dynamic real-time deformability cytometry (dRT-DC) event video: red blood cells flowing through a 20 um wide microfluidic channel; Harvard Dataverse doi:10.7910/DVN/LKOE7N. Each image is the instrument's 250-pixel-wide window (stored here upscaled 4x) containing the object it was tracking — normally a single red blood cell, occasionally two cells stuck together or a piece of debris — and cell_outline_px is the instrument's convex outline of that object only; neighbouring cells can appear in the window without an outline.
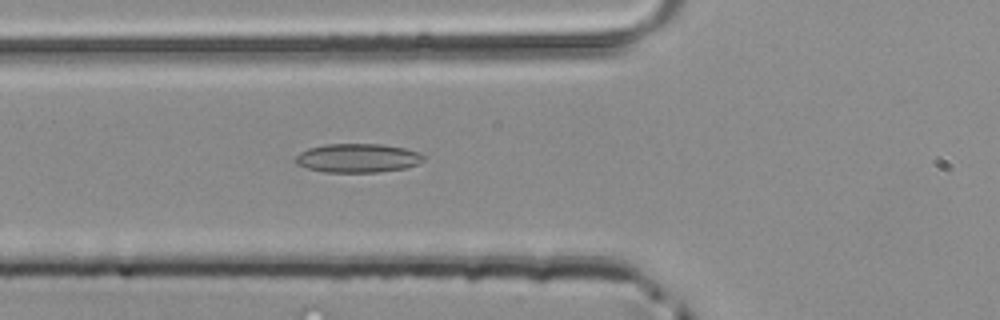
{"species": "common noctule bat (a hibernating species)", "species_latin": "Nyctalus noctula", "temperature_condition": "room temperature", "stored_images_in_passage": 46, "camera_frame_rate_fps": 3000, "um_per_image_px": 0.085, "animal": {"sex": "male", "body_mass_g": 20.4}, "frame": {"image": 1, "passage_image": 15, "time_ms": 4.667, "image_size_px": [1000, 320], "cell_outline_px": [[424, 160], [416, 164], [404, 168], [376, 172], [324, 172], [308, 168], [296, 164], [296, 156], [300, 152], [308, 148], [328, 144], [380, 144], [404, 148], [416, 152], [424, 156]], "centroid_in_image_um": [30.37, 13.43], "position_along_channel_um": 95.4, "area_um2": 21.27}}
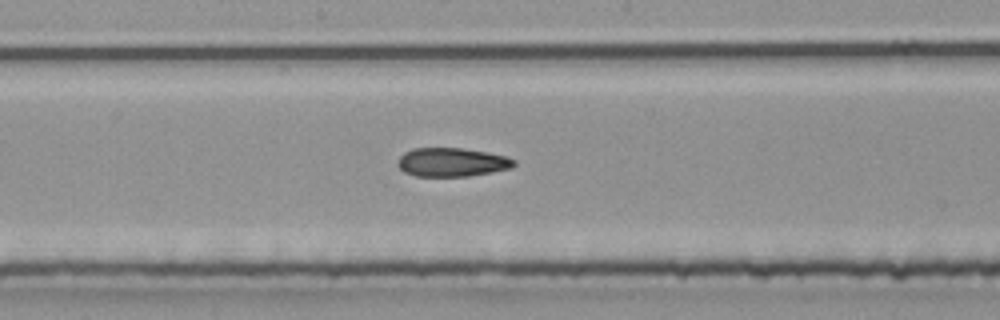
{"frame": {"image": 2, "passage_image": 23, "time_ms": 7.333, "image_size_px": [1000, 320], "cell_outline_px": [[516, 164], [512, 168], [492, 172], [468, 176], [416, 176], [404, 172], [400, 168], [400, 156], [404, 152], [412, 148], [464, 148], [488, 152], [504, 156], [516, 160]], "centroid_in_image_um": [38.45, 13.78], "position_along_channel_um": 209.8, "area_um2": 19.42}}
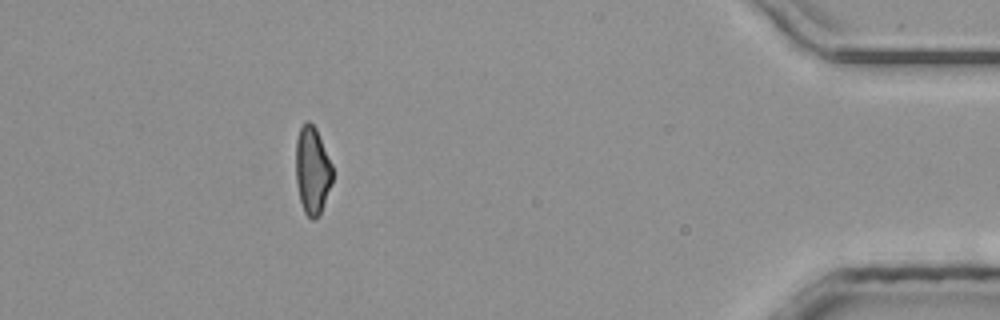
{"frame": {"image": 3, "passage_image": 41, "time_ms": 13.333, "image_size_px": [1000, 320], "cell_outline_px": [[332, 184], [320, 212], [312, 220], [304, 212], [300, 200], [296, 184], [296, 140], [300, 128], [304, 120], [308, 120], [316, 128], [332, 164]], "centroid_in_image_um": [26.54, 14.45], "position_along_channel_um": 408.7, "area_um2": 18.67}}